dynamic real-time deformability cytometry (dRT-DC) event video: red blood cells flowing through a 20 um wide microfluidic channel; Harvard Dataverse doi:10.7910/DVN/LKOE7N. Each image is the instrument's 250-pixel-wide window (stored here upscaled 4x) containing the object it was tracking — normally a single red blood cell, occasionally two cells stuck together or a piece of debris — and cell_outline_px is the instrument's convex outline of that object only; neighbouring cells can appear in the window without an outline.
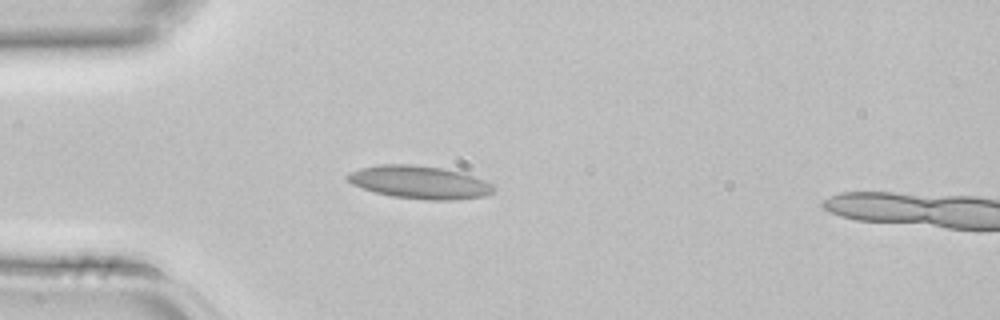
{"species": "common noctule bat (a hibernating species)", "species_latin": "Nyctalus noctula", "temperature_condition": "room temperature", "stored_images_in_passage": 4, "camera_frame_rate_fps": 3000, "um_per_image_px": 0.085, "animal": {"sex": "female", "body_mass_g": 22.7, "forearm_length_mm": 54.2}, "frame": {"image": 1, "passage_image": 3, "time_ms": 0.667, "image_size_px": [1000, 320], "cell_outline_px": [[496, 188], [492, 192], [484, 196], [456, 200], [432, 200], [392, 196], [376, 192], [352, 184], [344, 176], [360, 168], [380, 164], [408, 164], [444, 168], [460, 172], [484, 180], [492, 184]], "centroid_in_image_um": [35.67, 15.49], "position_along_channel_um": 49.3, "area_um2": 27.8}}